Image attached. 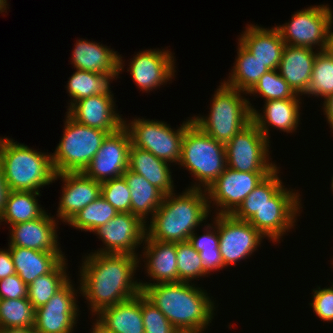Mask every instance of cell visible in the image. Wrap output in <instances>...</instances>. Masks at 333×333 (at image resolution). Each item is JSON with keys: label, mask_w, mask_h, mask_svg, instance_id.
Here are the masks:
<instances>
[{"label": "cell", "mask_w": 333, "mask_h": 333, "mask_svg": "<svg viewBox=\"0 0 333 333\" xmlns=\"http://www.w3.org/2000/svg\"><path fill=\"white\" fill-rule=\"evenodd\" d=\"M82 262L78 279L80 293L93 316L141 293L140 282L134 276L141 265L139 256L92 251L82 257Z\"/></svg>", "instance_id": "1"}, {"label": "cell", "mask_w": 333, "mask_h": 333, "mask_svg": "<svg viewBox=\"0 0 333 333\" xmlns=\"http://www.w3.org/2000/svg\"><path fill=\"white\" fill-rule=\"evenodd\" d=\"M141 294L157 307L180 333H205L218 308L212 296L195 283H158ZM204 331V332H203Z\"/></svg>", "instance_id": "2"}, {"label": "cell", "mask_w": 333, "mask_h": 333, "mask_svg": "<svg viewBox=\"0 0 333 333\" xmlns=\"http://www.w3.org/2000/svg\"><path fill=\"white\" fill-rule=\"evenodd\" d=\"M184 191L164 195L161 205L149 219L150 223H146L149 239L170 243L188 241L197 227L205 226L212 211L207 191L192 188Z\"/></svg>", "instance_id": "3"}, {"label": "cell", "mask_w": 333, "mask_h": 333, "mask_svg": "<svg viewBox=\"0 0 333 333\" xmlns=\"http://www.w3.org/2000/svg\"><path fill=\"white\" fill-rule=\"evenodd\" d=\"M14 141L0 137V163L6 183L12 191L40 193V188L52 184L56 176L52 155Z\"/></svg>", "instance_id": "4"}, {"label": "cell", "mask_w": 333, "mask_h": 333, "mask_svg": "<svg viewBox=\"0 0 333 333\" xmlns=\"http://www.w3.org/2000/svg\"><path fill=\"white\" fill-rule=\"evenodd\" d=\"M247 93L225 85L222 80L212 95L210 111L207 116H192V121L207 135L226 144L241 129L252 121L255 107Z\"/></svg>", "instance_id": "5"}, {"label": "cell", "mask_w": 333, "mask_h": 333, "mask_svg": "<svg viewBox=\"0 0 333 333\" xmlns=\"http://www.w3.org/2000/svg\"><path fill=\"white\" fill-rule=\"evenodd\" d=\"M178 165L185 167L196 179L187 188L207 190L227 167L225 144L216 141L192 122L183 134Z\"/></svg>", "instance_id": "6"}, {"label": "cell", "mask_w": 333, "mask_h": 333, "mask_svg": "<svg viewBox=\"0 0 333 333\" xmlns=\"http://www.w3.org/2000/svg\"><path fill=\"white\" fill-rule=\"evenodd\" d=\"M65 118L63 136L51 153L54 170L56 174L83 172L109 132L82 125L67 113Z\"/></svg>", "instance_id": "7"}, {"label": "cell", "mask_w": 333, "mask_h": 333, "mask_svg": "<svg viewBox=\"0 0 333 333\" xmlns=\"http://www.w3.org/2000/svg\"><path fill=\"white\" fill-rule=\"evenodd\" d=\"M188 118L177 129L171 128L164 121L144 118L126 119L123 126L128 130L133 146L147 150L165 162L178 164L183 134L193 122L192 118Z\"/></svg>", "instance_id": "8"}, {"label": "cell", "mask_w": 333, "mask_h": 333, "mask_svg": "<svg viewBox=\"0 0 333 333\" xmlns=\"http://www.w3.org/2000/svg\"><path fill=\"white\" fill-rule=\"evenodd\" d=\"M332 15L328 4L312 5L292 14L288 23L274 27L287 45L328 50Z\"/></svg>", "instance_id": "9"}, {"label": "cell", "mask_w": 333, "mask_h": 333, "mask_svg": "<svg viewBox=\"0 0 333 333\" xmlns=\"http://www.w3.org/2000/svg\"><path fill=\"white\" fill-rule=\"evenodd\" d=\"M269 143L251 121L225 144L227 167L241 172H273L278 166L270 156Z\"/></svg>", "instance_id": "10"}, {"label": "cell", "mask_w": 333, "mask_h": 333, "mask_svg": "<svg viewBox=\"0 0 333 333\" xmlns=\"http://www.w3.org/2000/svg\"><path fill=\"white\" fill-rule=\"evenodd\" d=\"M285 185L270 199V203L263 205L248 222L257 229L265 239L273 243L280 240L286 232L295 227L297 217L303 208L298 190ZM302 206V207H301ZM301 209V210H300Z\"/></svg>", "instance_id": "11"}, {"label": "cell", "mask_w": 333, "mask_h": 333, "mask_svg": "<svg viewBox=\"0 0 333 333\" xmlns=\"http://www.w3.org/2000/svg\"><path fill=\"white\" fill-rule=\"evenodd\" d=\"M72 282L70 279L46 304L36 309L32 333L74 332L81 311L76 299L80 287L78 284L79 289H75Z\"/></svg>", "instance_id": "12"}, {"label": "cell", "mask_w": 333, "mask_h": 333, "mask_svg": "<svg viewBox=\"0 0 333 333\" xmlns=\"http://www.w3.org/2000/svg\"><path fill=\"white\" fill-rule=\"evenodd\" d=\"M270 173L241 172L226 167L224 172L206 190L209 209L213 210L216 206L215 215H231L248 194Z\"/></svg>", "instance_id": "13"}, {"label": "cell", "mask_w": 333, "mask_h": 333, "mask_svg": "<svg viewBox=\"0 0 333 333\" xmlns=\"http://www.w3.org/2000/svg\"><path fill=\"white\" fill-rule=\"evenodd\" d=\"M219 250L224 267L251 257L265 238L248 221L232 215H218Z\"/></svg>", "instance_id": "14"}, {"label": "cell", "mask_w": 333, "mask_h": 333, "mask_svg": "<svg viewBox=\"0 0 333 333\" xmlns=\"http://www.w3.org/2000/svg\"><path fill=\"white\" fill-rule=\"evenodd\" d=\"M92 233L96 234L104 245L103 248L96 249L94 253L139 256L135 251L144 242L146 223L131 213H118Z\"/></svg>", "instance_id": "15"}, {"label": "cell", "mask_w": 333, "mask_h": 333, "mask_svg": "<svg viewBox=\"0 0 333 333\" xmlns=\"http://www.w3.org/2000/svg\"><path fill=\"white\" fill-rule=\"evenodd\" d=\"M130 147V134L122 126L119 130L106 136L83 173L100 183L123 176L129 166Z\"/></svg>", "instance_id": "16"}, {"label": "cell", "mask_w": 333, "mask_h": 333, "mask_svg": "<svg viewBox=\"0 0 333 333\" xmlns=\"http://www.w3.org/2000/svg\"><path fill=\"white\" fill-rule=\"evenodd\" d=\"M127 71L136 86L146 93L157 90L175 77V57L169 49L139 51L130 59Z\"/></svg>", "instance_id": "17"}, {"label": "cell", "mask_w": 333, "mask_h": 333, "mask_svg": "<svg viewBox=\"0 0 333 333\" xmlns=\"http://www.w3.org/2000/svg\"><path fill=\"white\" fill-rule=\"evenodd\" d=\"M112 92L110 88L105 94L80 99L66 113L82 125L113 133L124 125V118L117 113Z\"/></svg>", "instance_id": "18"}, {"label": "cell", "mask_w": 333, "mask_h": 333, "mask_svg": "<svg viewBox=\"0 0 333 333\" xmlns=\"http://www.w3.org/2000/svg\"><path fill=\"white\" fill-rule=\"evenodd\" d=\"M58 179L63 181V187L56 216L67 225L84 207L101 195V183L83 172L58 173L54 182Z\"/></svg>", "instance_id": "19"}, {"label": "cell", "mask_w": 333, "mask_h": 333, "mask_svg": "<svg viewBox=\"0 0 333 333\" xmlns=\"http://www.w3.org/2000/svg\"><path fill=\"white\" fill-rule=\"evenodd\" d=\"M50 215L46 212L41 218L9 226L8 245L37 251L63 252L57 234L59 219Z\"/></svg>", "instance_id": "20"}, {"label": "cell", "mask_w": 333, "mask_h": 333, "mask_svg": "<svg viewBox=\"0 0 333 333\" xmlns=\"http://www.w3.org/2000/svg\"><path fill=\"white\" fill-rule=\"evenodd\" d=\"M71 58V64L74 69L91 71L98 74H106L112 80H117L120 72L124 70L125 60L121 54L110 47L85 40H76Z\"/></svg>", "instance_id": "21"}, {"label": "cell", "mask_w": 333, "mask_h": 333, "mask_svg": "<svg viewBox=\"0 0 333 333\" xmlns=\"http://www.w3.org/2000/svg\"><path fill=\"white\" fill-rule=\"evenodd\" d=\"M143 255L140 254L139 262L144 261V268L150 277V282H140L141 290L145 286L155 285L158 283H177L178 270H177V255L176 243L161 242L151 240L145 236L143 242ZM141 258V259H140ZM143 258V259H142ZM146 260V261H145ZM153 283H152V282Z\"/></svg>", "instance_id": "22"}, {"label": "cell", "mask_w": 333, "mask_h": 333, "mask_svg": "<svg viewBox=\"0 0 333 333\" xmlns=\"http://www.w3.org/2000/svg\"><path fill=\"white\" fill-rule=\"evenodd\" d=\"M301 100L278 99L265 101L263 114L256 108L253 109L252 121L269 141L271 137L270 128H276L277 131L286 133H294L300 124Z\"/></svg>", "instance_id": "23"}, {"label": "cell", "mask_w": 333, "mask_h": 333, "mask_svg": "<svg viewBox=\"0 0 333 333\" xmlns=\"http://www.w3.org/2000/svg\"><path fill=\"white\" fill-rule=\"evenodd\" d=\"M318 52L309 47L287 44L283 48L277 70L297 95L302 96L307 93Z\"/></svg>", "instance_id": "24"}, {"label": "cell", "mask_w": 333, "mask_h": 333, "mask_svg": "<svg viewBox=\"0 0 333 333\" xmlns=\"http://www.w3.org/2000/svg\"><path fill=\"white\" fill-rule=\"evenodd\" d=\"M247 25L238 41L269 70L278 69L285 46L279 31L275 27Z\"/></svg>", "instance_id": "25"}, {"label": "cell", "mask_w": 333, "mask_h": 333, "mask_svg": "<svg viewBox=\"0 0 333 333\" xmlns=\"http://www.w3.org/2000/svg\"><path fill=\"white\" fill-rule=\"evenodd\" d=\"M172 165L165 162L151 152L140 149L131 144L129 149L128 169L142 175L150 184L157 187L164 195L175 192Z\"/></svg>", "instance_id": "26"}, {"label": "cell", "mask_w": 333, "mask_h": 333, "mask_svg": "<svg viewBox=\"0 0 333 333\" xmlns=\"http://www.w3.org/2000/svg\"><path fill=\"white\" fill-rule=\"evenodd\" d=\"M16 274L28 286L37 277L49 273L63 258L64 252L37 251L19 246H8Z\"/></svg>", "instance_id": "27"}, {"label": "cell", "mask_w": 333, "mask_h": 333, "mask_svg": "<svg viewBox=\"0 0 333 333\" xmlns=\"http://www.w3.org/2000/svg\"><path fill=\"white\" fill-rule=\"evenodd\" d=\"M97 320L114 333H145L141 293L136 297L101 310Z\"/></svg>", "instance_id": "28"}, {"label": "cell", "mask_w": 333, "mask_h": 333, "mask_svg": "<svg viewBox=\"0 0 333 333\" xmlns=\"http://www.w3.org/2000/svg\"><path fill=\"white\" fill-rule=\"evenodd\" d=\"M131 196V214L139 217L144 223L149 222L159 208L164 194L150 184L142 175L129 169L123 174Z\"/></svg>", "instance_id": "29"}, {"label": "cell", "mask_w": 333, "mask_h": 333, "mask_svg": "<svg viewBox=\"0 0 333 333\" xmlns=\"http://www.w3.org/2000/svg\"><path fill=\"white\" fill-rule=\"evenodd\" d=\"M229 78L223 80L228 87L248 93L269 69L257 60L240 42Z\"/></svg>", "instance_id": "30"}, {"label": "cell", "mask_w": 333, "mask_h": 333, "mask_svg": "<svg viewBox=\"0 0 333 333\" xmlns=\"http://www.w3.org/2000/svg\"><path fill=\"white\" fill-rule=\"evenodd\" d=\"M35 312L27 297L0 299V333L32 332Z\"/></svg>", "instance_id": "31"}, {"label": "cell", "mask_w": 333, "mask_h": 333, "mask_svg": "<svg viewBox=\"0 0 333 333\" xmlns=\"http://www.w3.org/2000/svg\"><path fill=\"white\" fill-rule=\"evenodd\" d=\"M37 196L39 197L41 194L32 191L10 190L6 206L0 215V225L1 222H5L4 224L11 226L41 218L46 210L42 209Z\"/></svg>", "instance_id": "32"}, {"label": "cell", "mask_w": 333, "mask_h": 333, "mask_svg": "<svg viewBox=\"0 0 333 333\" xmlns=\"http://www.w3.org/2000/svg\"><path fill=\"white\" fill-rule=\"evenodd\" d=\"M67 266V259L63 258L49 273L37 277L28 285L27 298L35 309L46 304L70 280Z\"/></svg>", "instance_id": "33"}, {"label": "cell", "mask_w": 333, "mask_h": 333, "mask_svg": "<svg viewBox=\"0 0 333 333\" xmlns=\"http://www.w3.org/2000/svg\"><path fill=\"white\" fill-rule=\"evenodd\" d=\"M279 169L277 167L248 194L231 214L234 218L248 221L263 205L270 203V199L284 186L278 175Z\"/></svg>", "instance_id": "34"}, {"label": "cell", "mask_w": 333, "mask_h": 333, "mask_svg": "<svg viewBox=\"0 0 333 333\" xmlns=\"http://www.w3.org/2000/svg\"><path fill=\"white\" fill-rule=\"evenodd\" d=\"M67 92L70 96L68 109L78 100L97 94H105L110 89L112 79L106 74L76 69L68 78Z\"/></svg>", "instance_id": "35"}, {"label": "cell", "mask_w": 333, "mask_h": 333, "mask_svg": "<svg viewBox=\"0 0 333 333\" xmlns=\"http://www.w3.org/2000/svg\"><path fill=\"white\" fill-rule=\"evenodd\" d=\"M118 214L117 210L102 195L84 207L69 222V226L85 232H93L108 223Z\"/></svg>", "instance_id": "36"}, {"label": "cell", "mask_w": 333, "mask_h": 333, "mask_svg": "<svg viewBox=\"0 0 333 333\" xmlns=\"http://www.w3.org/2000/svg\"><path fill=\"white\" fill-rule=\"evenodd\" d=\"M333 94V52L328 50L319 51L314 62L311 81L307 89L308 97L326 99Z\"/></svg>", "instance_id": "37"}, {"label": "cell", "mask_w": 333, "mask_h": 333, "mask_svg": "<svg viewBox=\"0 0 333 333\" xmlns=\"http://www.w3.org/2000/svg\"><path fill=\"white\" fill-rule=\"evenodd\" d=\"M247 94L257 97L260 95L259 97H264V102L278 99H301L277 69L267 71Z\"/></svg>", "instance_id": "38"}, {"label": "cell", "mask_w": 333, "mask_h": 333, "mask_svg": "<svg viewBox=\"0 0 333 333\" xmlns=\"http://www.w3.org/2000/svg\"><path fill=\"white\" fill-rule=\"evenodd\" d=\"M178 282L192 283L194 279L208 277L197 252L189 241L176 243Z\"/></svg>", "instance_id": "39"}, {"label": "cell", "mask_w": 333, "mask_h": 333, "mask_svg": "<svg viewBox=\"0 0 333 333\" xmlns=\"http://www.w3.org/2000/svg\"><path fill=\"white\" fill-rule=\"evenodd\" d=\"M101 195L118 213H131L130 189L124 176L102 182Z\"/></svg>", "instance_id": "40"}, {"label": "cell", "mask_w": 333, "mask_h": 333, "mask_svg": "<svg viewBox=\"0 0 333 333\" xmlns=\"http://www.w3.org/2000/svg\"><path fill=\"white\" fill-rule=\"evenodd\" d=\"M141 311L145 333H180L167 317L142 294Z\"/></svg>", "instance_id": "41"}, {"label": "cell", "mask_w": 333, "mask_h": 333, "mask_svg": "<svg viewBox=\"0 0 333 333\" xmlns=\"http://www.w3.org/2000/svg\"><path fill=\"white\" fill-rule=\"evenodd\" d=\"M213 218V223H205L206 226L203 227L204 233L202 235L198 236L196 231H194L189 237L188 241L192 244L193 248L197 252L220 251L218 235V215Z\"/></svg>", "instance_id": "42"}, {"label": "cell", "mask_w": 333, "mask_h": 333, "mask_svg": "<svg viewBox=\"0 0 333 333\" xmlns=\"http://www.w3.org/2000/svg\"><path fill=\"white\" fill-rule=\"evenodd\" d=\"M313 300L309 303L314 313L322 321L333 322V289L331 286L313 289Z\"/></svg>", "instance_id": "43"}, {"label": "cell", "mask_w": 333, "mask_h": 333, "mask_svg": "<svg viewBox=\"0 0 333 333\" xmlns=\"http://www.w3.org/2000/svg\"><path fill=\"white\" fill-rule=\"evenodd\" d=\"M28 286L17 275L13 274L0 280V299H18L27 297Z\"/></svg>", "instance_id": "44"}, {"label": "cell", "mask_w": 333, "mask_h": 333, "mask_svg": "<svg viewBox=\"0 0 333 333\" xmlns=\"http://www.w3.org/2000/svg\"><path fill=\"white\" fill-rule=\"evenodd\" d=\"M199 255L204 266V271L208 275H210V272L225 268L220 251L199 252Z\"/></svg>", "instance_id": "45"}, {"label": "cell", "mask_w": 333, "mask_h": 333, "mask_svg": "<svg viewBox=\"0 0 333 333\" xmlns=\"http://www.w3.org/2000/svg\"><path fill=\"white\" fill-rule=\"evenodd\" d=\"M5 249L0 248V280L16 274L11 252L9 248Z\"/></svg>", "instance_id": "46"}, {"label": "cell", "mask_w": 333, "mask_h": 333, "mask_svg": "<svg viewBox=\"0 0 333 333\" xmlns=\"http://www.w3.org/2000/svg\"><path fill=\"white\" fill-rule=\"evenodd\" d=\"M10 192L9 186L4 179L3 168L0 163V215L3 213L6 206L7 197Z\"/></svg>", "instance_id": "47"}, {"label": "cell", "mask_w": 333, "mask_h": 333, "mask_svg": "<svg viewBox=\"0 0 333 333\" xmlns=\"http://www.w3.org/2000/svg\"><path fill=\"white\" fill-rule=\"evenodd\" d=\"M322 106L327 123L330 125L329 127L333 133V94L324 99Z\"/></svg>", "instance_id": "48"}, {"label": "cell", "mask_w": 333, "mask_h": 333, "mask_svg": "<svg viewBox=\"0 0 333 333\" xmlns=\"http://www.w3.org/2000/svg\"><path fill=\"white\" fill-rule=\"evenodd\" d=\"M96 320L93 322L92 330H90L91 333H114L108 328H106L102 323H100L96 318L93 319Z\"/></svg>", "instance_id": "49"}, {"label": "cell", "mask_w": 333, "mask_h": 333, "mask_svg": "<svg viewBox=\"0 0 333 333\" xmlns=\"http://www.w3.org/2000/svg\"><path fill=\"white\" fill-rule=\"evenodd\" d=\"M333 15L330 21L329 49L333 52Z\"/></svg>", "instance_id": "50"}, {"label": "cell", "mask_w": 333, "mask_h": 333, "mask_svg": "<svg viewBox=\"0 0 333 333\" xmlns=\"http://www.w3.org/2000/svg\"><path fill=\"white\" fill-rule=\"evenodd\" d=\"M7 0H0V14L3 12L7 13V9H9V5ZM7 6V7H6Z\"/></svg>", "instance_id": "51"}, {"label": "cell", "mask_w": 333, "mask_h": 333, "mask_svg": "<svg viewBox=\"0 0 333 333\" xmlns=\"http://www.w3.org/2000/svg\"><path fill=\"white\" fill-rule=\"evenodd\" d=\"M331 178H332V180H331V190L333 192V176Z\"/></svg>", "instance_id": "52"}]
</instances>
